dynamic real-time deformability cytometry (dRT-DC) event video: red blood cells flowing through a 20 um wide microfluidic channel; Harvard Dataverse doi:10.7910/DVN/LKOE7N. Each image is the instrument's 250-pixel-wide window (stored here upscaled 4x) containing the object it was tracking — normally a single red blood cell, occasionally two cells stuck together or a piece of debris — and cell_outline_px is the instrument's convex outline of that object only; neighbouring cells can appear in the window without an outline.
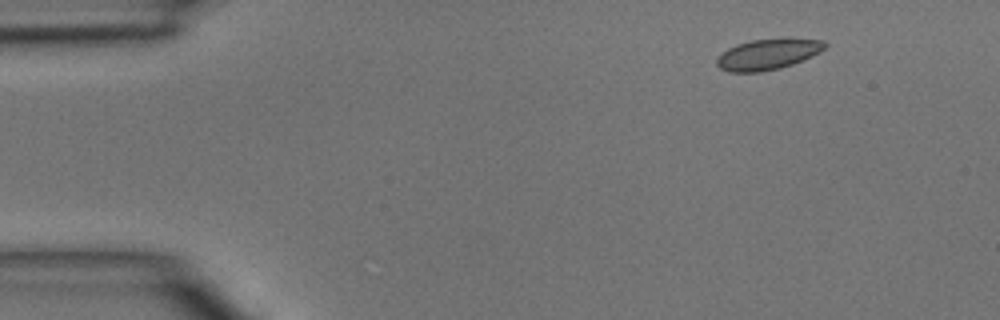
{"species": "common noctule bat (a hibernating species)", "species_latin": "Nyctalus noctula", "temperature_condition": "room temperature", "stored_images_in_passage": 42, "camera_frame_rate_fps": 3000, "um_per_image_px": 0.085, "animal": {"sex": "male", "body_mass_g": 15.6}, "frame": {"image": 1, "passage_image": 1, "time_ms": 0.0, "image_size_px": [1000, 320], "cell_outline_px": [[828, 44], [820, 52], [812, 56], [792, 64], [780, 68], [760, 72], [728, 72], [720, 68], [716, 64], [716, 60], [728, 48], [736, 44], [752, 40], [824, 40]], "centroid_in_image_um": [65.23, 4.65], "position_along_channel_um": 19.8, "area_um2": 18.79}}
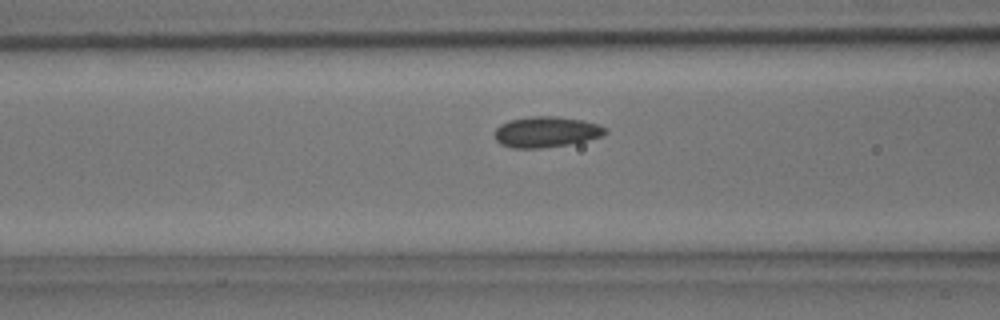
{"frame": {"image": 2, "passage_image": 14, "time_ms": 4.333, "image_size_px": [1000, 320], "cell_outline_px": [[608, 132], [604, 136], [588, 140], [568, 144], [540, 148], [512, 148], [500, 144], [496, 140], [496, 128], [500, 124], [508, 120], [528, 116], [556, 116], [584, 120], [600, 124], [608, 128]], "centroid_in_image_um": [46.47, 11.2], "position_along_channel_um": 120.1, "area_um2": 20.11}}
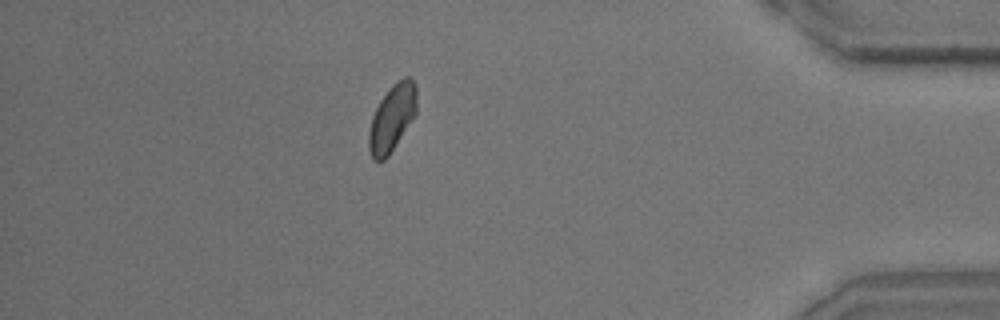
{"frame": {"image": 3, "passage_image": 37, "time_ms": 12.0, "image_size_px": [1000, 320], "cell_outline_px": [[416, 112], [388, 156], [384, 160], [372, 160], [368, 148], [368, 132], [372, 116], [380, 100], [392, 84], [396, 80], [404, 76], [408, 76], [416, 84]], "centroid_in_image_um": [33.3, 10.0], "position_along_channel_um": 401.9, "area_um2": 18.5}}